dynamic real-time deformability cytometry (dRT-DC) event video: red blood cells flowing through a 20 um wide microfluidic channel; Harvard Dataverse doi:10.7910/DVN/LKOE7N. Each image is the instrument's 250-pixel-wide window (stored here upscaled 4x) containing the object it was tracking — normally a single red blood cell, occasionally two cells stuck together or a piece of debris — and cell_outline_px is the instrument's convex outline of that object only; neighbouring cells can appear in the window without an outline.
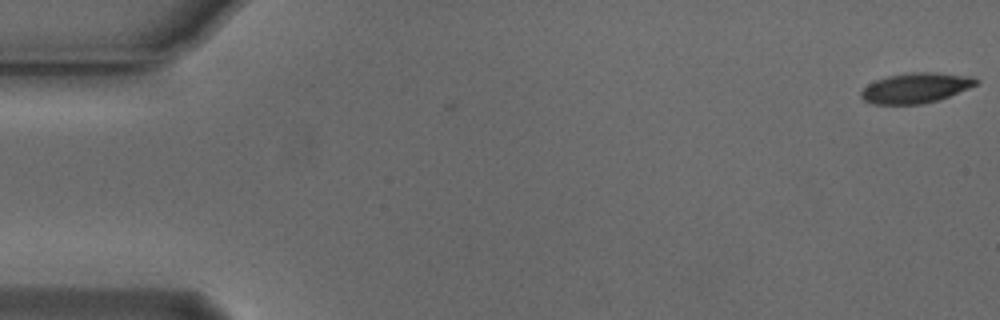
{"species": "Egyptian fruit bat (a non-hibernating species)", "species_latin": "Rousettus aegyptiacus", "temperature_condition": "cold", "stored_images_in_passage": 2, "camera_frame_rate_fps": 3000, "um_per_image_px": 0.085, "animal": {"sex": "male"}, "frame": {"image": 1, "passage_image": 2, "time_ms": 0.333, "image_size_px": [1000, 320], "cell_outline_px": [[980, 84], [948, 96], [936, 100], [920, 104], [872, 104], [864, 100], [860, 96], [860, 92], [868, 84], [876, 80], [888, 76], [908, 72], [936, 72], [972, 76], [980, 80]], "centroid_in_image_um": [77.86, 7.46], "position_along_channel_um": 7.1, "area_um2": 20.29}}